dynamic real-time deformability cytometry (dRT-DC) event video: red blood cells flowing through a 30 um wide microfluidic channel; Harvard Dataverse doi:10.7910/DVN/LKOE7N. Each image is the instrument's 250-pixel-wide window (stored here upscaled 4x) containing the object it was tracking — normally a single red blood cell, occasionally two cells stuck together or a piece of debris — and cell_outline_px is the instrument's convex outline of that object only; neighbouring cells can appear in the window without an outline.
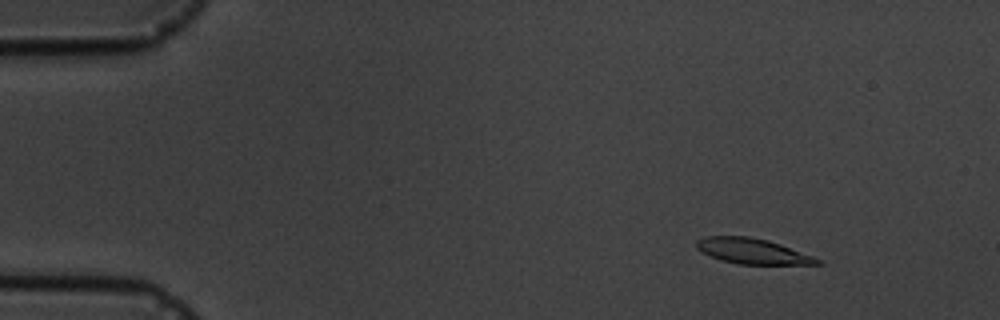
{"species": "common noctule bat (a hibernating species)", "species_latin": "Nyctalus noctula", "temperature_condition": "cold", "stored_images_in_passage": 6, "segment_of_instrument_passage": [1, 2], "camera_frame_rate_fps": 3000, "um_per_image_px": 0.085, "animal": {"sex": "male", "body_mass_g": 19.5, "forearm_length_mm": 54.6}, "frame": {"image": 1, "passage_image": 2, "time_ms": 1.333, "image_size_px": [1000, 320], "cell_outline_px": [[824, 264], [740, 264], [720, 260], [700, 252], [696, 248], [696, 240], [704, 236], [748, 236], [768, 240], [780, 244], [824, 260]], "centroid_in_image_um": [63.95, 21.35], "position_along_channel_um": 21.1, "area_um2": 18.03}}